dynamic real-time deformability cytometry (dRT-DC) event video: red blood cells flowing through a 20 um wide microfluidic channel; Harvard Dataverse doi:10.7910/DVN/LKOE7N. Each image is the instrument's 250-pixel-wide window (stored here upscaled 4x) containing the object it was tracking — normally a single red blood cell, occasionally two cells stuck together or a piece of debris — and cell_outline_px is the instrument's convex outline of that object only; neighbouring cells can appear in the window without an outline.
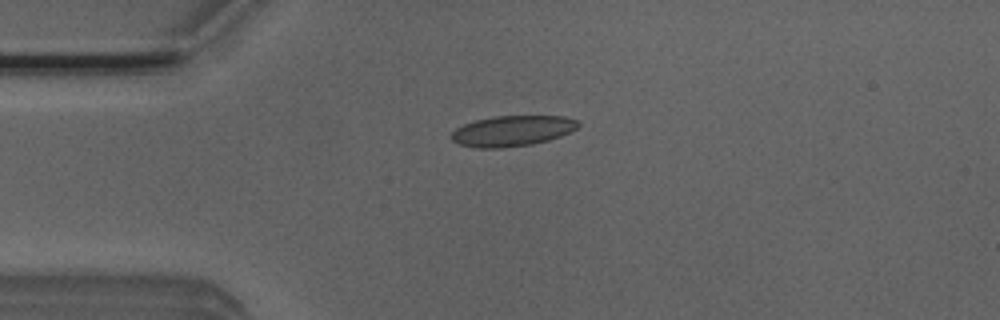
{"species": "Egyptian fruit bat (a non-hibernating species)", "species_latin": "Rousettus aegyptiacus", "temperature_condition": "room temperature", "stored_images_in_passage": 7, "camera_frame_rate_fps": 3000, "um_per_image_px": 0.085, "animal": {"sex": "male"}, "frame": {"image": 1, "passage_image": 1, "time_ms": 0.0, "image_size_px": [1000, 320], "cell_outline_px": [[580, 124], [576, 128], [560, 136], [548, 140], [532, 144], [504, 148], [476, 148], [460, 144], [452, 140], [452, 132], [456, 128], [464, 124], [476, 120], [496, 116], [564, 116], [576, 120]], "centroid_in_image_um": [43.53, 11.13], "position_along_channel_um": 41.5, "area_um2": 22.43}}